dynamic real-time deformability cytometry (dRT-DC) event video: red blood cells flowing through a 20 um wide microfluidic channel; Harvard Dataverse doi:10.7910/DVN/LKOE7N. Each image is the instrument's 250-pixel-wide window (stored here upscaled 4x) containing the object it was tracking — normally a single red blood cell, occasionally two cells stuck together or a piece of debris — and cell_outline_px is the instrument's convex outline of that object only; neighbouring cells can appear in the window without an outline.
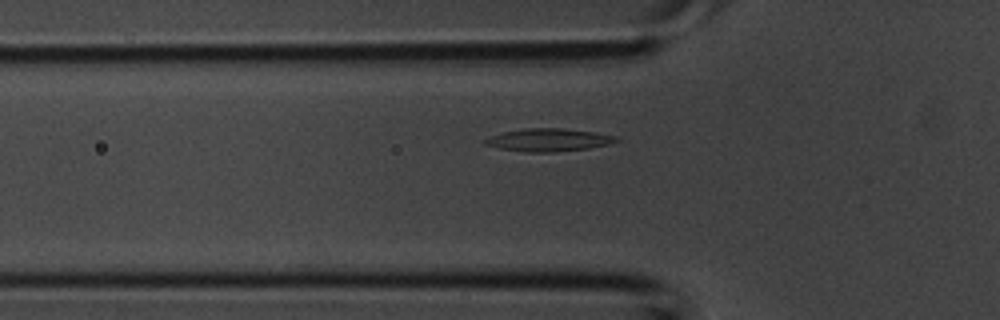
{"species": "common noctule bat (a hibernating species)", "species_latin": "Nyctalus noctula", "temperature_condition": "room temperature", "stored_images_in_passage": 3, "camera_frame_rate_fps": 3000, "um_per_image_px": 0.085, "animal": {"sex": "male", "body_mass_g": 20.1, "forearm_length_mm": 53.5}, "frame": {"image": 1, "passage_image": 3, "time_ms": 0.667, "image_size_px": [1000, 320], "cell_outline_px": [[620, 140], [608, 144], [588, 148], [552, 152], [524, 152], [500, 148], [484, 144], [484, 140], [488, 136], [504, 132], [524, 128], [560, 128], [592, 132], [616, 136]], "centroid_in_image_um": [46.59, 11.89], "position_along_channel_um": 79.2, "area_um2": 17.22}}